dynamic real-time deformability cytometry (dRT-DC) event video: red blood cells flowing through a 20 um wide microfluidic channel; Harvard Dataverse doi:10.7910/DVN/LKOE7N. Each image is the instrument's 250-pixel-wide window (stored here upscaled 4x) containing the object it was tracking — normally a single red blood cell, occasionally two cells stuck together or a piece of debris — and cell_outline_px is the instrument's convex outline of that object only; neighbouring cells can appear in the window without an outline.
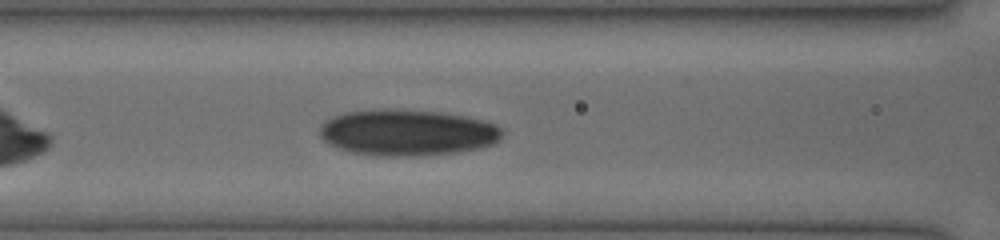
{"species": "human", "species_latin": "Homo sapiens", "temperature_condition": "cold", "stored_images_in_passage": 29, "camera_frame_rate_fps": 3000, "um_per_image_px": 0.085, "donor": {"sex": "female"}, "frame": {"image": 1, "passage_image": 7, "time_ms": 2.0, "image_size_px": [1000, 240], "cell_outline_px": [[504, 132], [500, 140], [492, 144], [476, 148], [456, 152], [424, 156], [376, 156], [352, 152], [328, 144], [320, 136], [320, 124], [344, 112], [388, 108], [440, 112], [480, 120], [496, 124]], "centroid_in_image_um": [34.6, 11.27], "position_along_channel_um": 132.0, "area_um2": 49.07}}
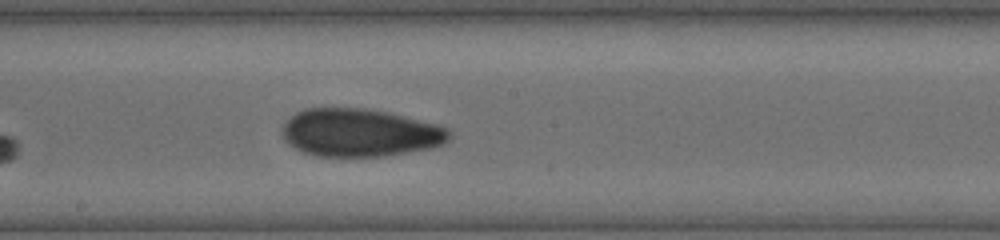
{"frame": {"image": 2, "passage_image": 13, "time_ms": 4.0, "image_size_px": [1000, 240], "cell_outline_px": [[452, 140], [444, 144], [432, 148], [384, 156], [316, 156], [304, 152], [288, 144], [284, 140], [280, 132], [284, 124], [296, 112], [304, 108], [364, 108], [388, 112], [436, 124], [448, 128], [452, 132]], "centroid_in_image_um": [30.62, 11.28], "position_along_channel_um": 217.6, "area_um2": 46.93}}
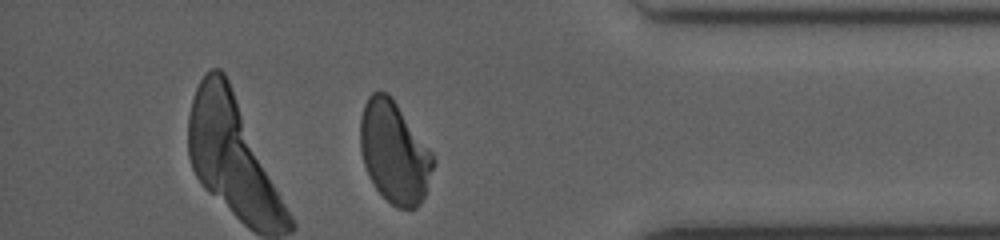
{"frame": {"image": 3, "passage_image": 27, "time_ms": 8.667, "image_size_px": [1000, 240], "cell_outline_px": [[436, 160], [424, 196], [420, 204], [416, 208], [396, 208], [376, 188], [368, 176], [364, 164], [360, 148], [360, 116], [364, 104], [368, 96], [372, 92], [380, 88], [388, 92], [432, 152]], "centroid_in_image_um": [33.5, 12.91], "position_along_channel_um": 401.7, "area_um2": 43.29}}